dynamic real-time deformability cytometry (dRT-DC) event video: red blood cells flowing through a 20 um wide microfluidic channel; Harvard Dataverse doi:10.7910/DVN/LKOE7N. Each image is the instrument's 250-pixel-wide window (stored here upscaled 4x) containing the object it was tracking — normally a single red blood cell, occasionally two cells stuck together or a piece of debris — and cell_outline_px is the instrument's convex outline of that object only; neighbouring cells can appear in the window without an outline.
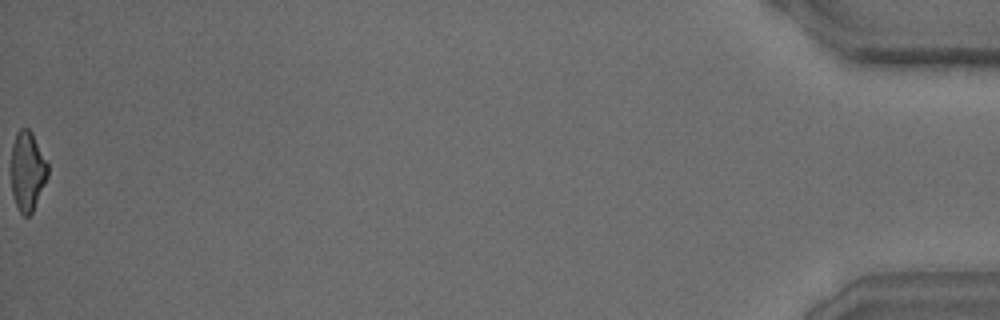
{"species": "common noctule bat (a hibernating species)", "species_latin": "Nyctalus noctula", "temperature_condition": "warm", "stored_images_in_passage": 33, "camera_frame_rate_fps": 3000, "um_per_image_px": 0.085, "animal": {"sex": "male", "body_mass_g": 15.6}, "frame": {"image": 1, "passage_image": 33, "time_ms": 10.667, "image_size_px": [1000, 320], "cell_outline_px": [[48, 176], [32, 212], [28, 216], [24, 216], [20, 212], [16, 204], [12, 192], [12, 144], [16, 132], [20, 128], [28, 128], [32, 132], [48, 164]], "centroid_in_image_um": [2.34, 14.52], "position_along_channel_um": 432.9, "area_um2": 16.76}}